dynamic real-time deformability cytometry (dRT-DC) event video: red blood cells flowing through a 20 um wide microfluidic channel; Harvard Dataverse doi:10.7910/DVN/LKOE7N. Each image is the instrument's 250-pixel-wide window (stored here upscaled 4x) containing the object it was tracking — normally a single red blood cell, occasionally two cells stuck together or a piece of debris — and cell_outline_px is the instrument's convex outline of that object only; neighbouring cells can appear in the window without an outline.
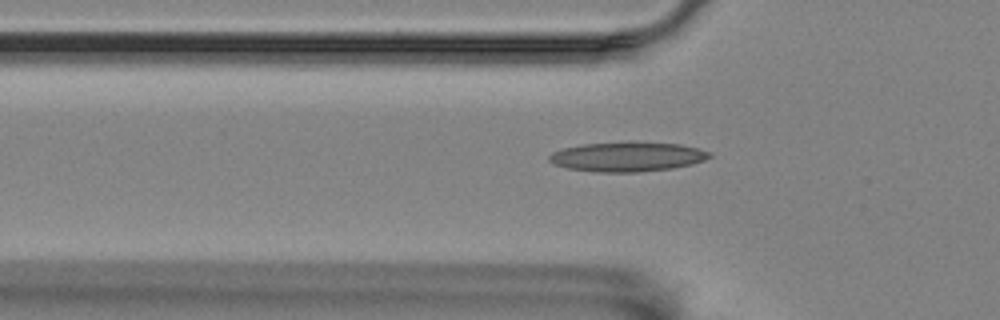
{"species": "Egyptian fruit bat (a non-hibernating species)", "species_latin": "Rousettus aegyptiacus", "temperature_condition": "room temperature", "stored_images_in_passage": 51, "camera_frame_rate_fps": 3000, "um_per_image_px": 0.085, "animal": {"sex": "female"}, "frame": {"image": 1, "passage_image": 18, "time_ms": 5.667, "image_size_px": [1000, 320], "cell_outline_px": [[712, 156], [704, 160], [692, 164], [672, 168], [640, 172], [596, 172], [568, 168], [552, 164], [548, 160], [548, 156], [552, 152], [564, 148], [584, 144], [628, 140], [632, 140], [680, 144], [712, 152]], "centroid_in_image_um": [53.32, 13.3], "position_along_channel_um": 72.5, "area_um2": 28.21}}
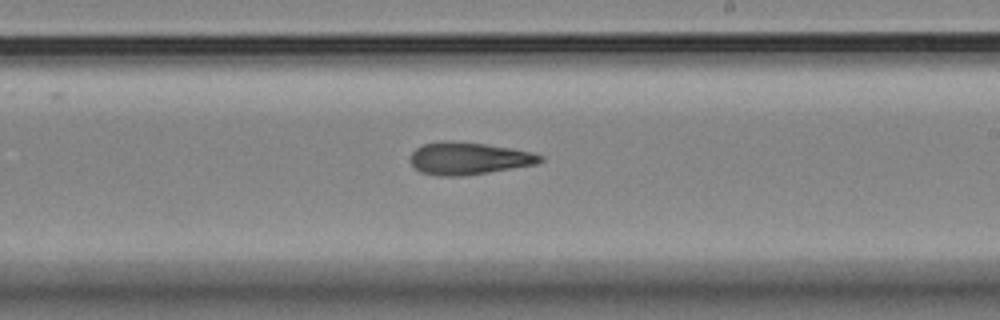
{"frame": {"image": 2, "passage_image": 33, "time_ms": 10.667, "image_size_px": [1000, 320], "cell_outline_px": [[544, 160], [536, 164], [464, 176], [436, 176], [420, 172], [412, 164], [412, 152], [416, 148], [424, 144], [444, 140], [448, 140], [484, 144], [532, 152], [544, 156]], "centroid_in_image_um": [39.83, 13.47], "position_along_channel_um": 249.2, "area_um2": 24.28}}
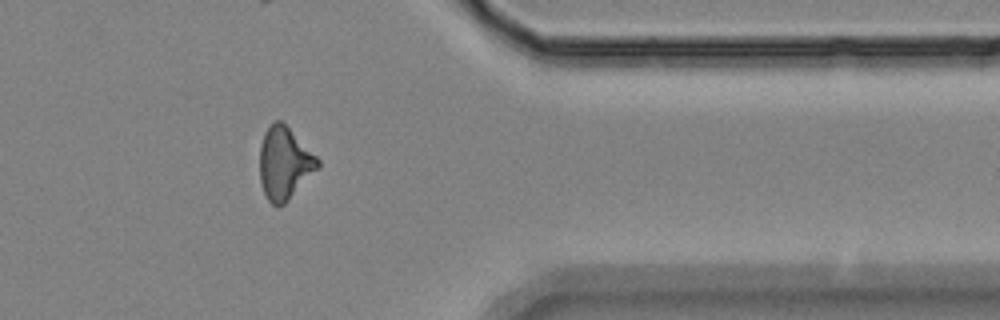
{"frame": {"image": 3, "passage_image": 46, "time_ms": 15.0, "image_size_px": [1000, 320], "cell_outline_px": [[320, 168], [284, 204], [276, 208], [268, 200], [264, 192], [260, 180], [260, 144], [264, 132], [272, 120], [280, 120], [320, 160]], "centroid_in_image_um": [24.17, 13.89], "position_along_channel_um": 387.2, "area_um2": 24.45}, "authors_computed_cell_mechanics": {"area_um2": 24.1604, "velocity_mm_per_s": 3.5115, "shape_relaxation_time_tau1_ms": null, "shape_relaxation_time_tau2_ms": 8.6275, "deformation_change_tau1": null, "deformation_change_tau2": 0.2268}}